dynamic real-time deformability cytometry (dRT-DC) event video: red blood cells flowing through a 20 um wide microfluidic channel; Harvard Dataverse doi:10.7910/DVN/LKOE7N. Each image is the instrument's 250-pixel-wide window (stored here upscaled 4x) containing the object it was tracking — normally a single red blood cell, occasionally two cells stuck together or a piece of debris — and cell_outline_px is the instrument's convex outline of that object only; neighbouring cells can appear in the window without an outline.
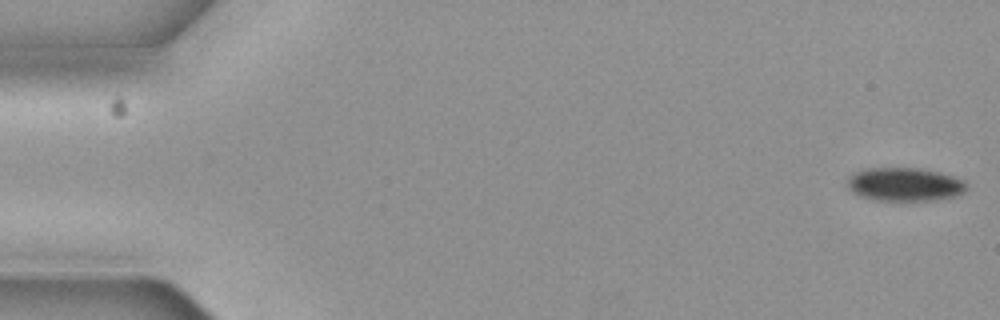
{"species": "common noctule bat (a hibernating species)", "species_latin": "Nyctalus noctula", "temperature_condition": "cold", "stored_images_in_passage": 8, "camera_frame_rate_fps": 3000, "um_per_image_px": 0.085, "animal": {"sex": "female", "body_mass_g": 19.3, "forearm_length_mm": 54.1}, "frame": {"image": 1, "passage_image": 1, "time_ms": 0.0, "image_size_px": [1000, 320], "cell_outline_px": [[968, 188], [964, 192], [952, 196], [936, 200], [872, 200], [860, 196], [848, 184], [848, 180], [856, 172], [864, 168], [920, 168], [940, 172], [964, 180]], "centroid_in_image_um": [76.95, 15.66], "position_along_channel_um": 8.1, "area_um2": 22.95}}
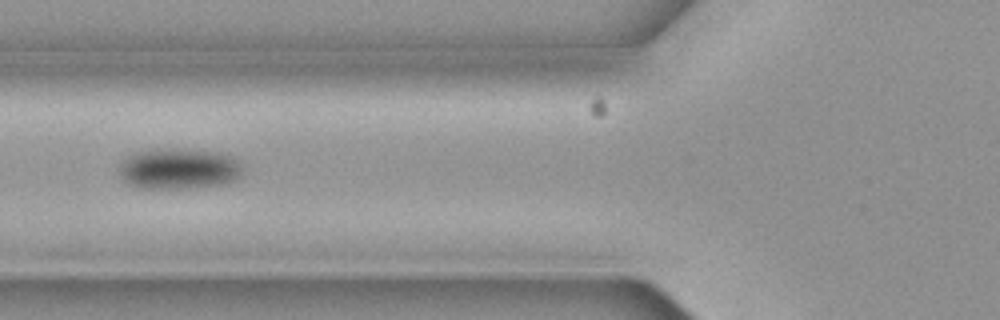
{"frame": {"image": 2, "passage_image": 7, "time_ms": 2.0, "image_size_px": [1000, 320], "cell_outline_px": [[240, 172], [232, 180], [220, 184], [188, 188], [140, 188], [128, 184], [120, 176], [120, 168], [124, 160], [140, 152], [160, 148], [184, 148], [220, 152], [232, 156], [240, 164]], "centroid_in_image_um": [15.19, 14.33], "position_along_channel_um": 110.6, "area_um2": 28.96}}
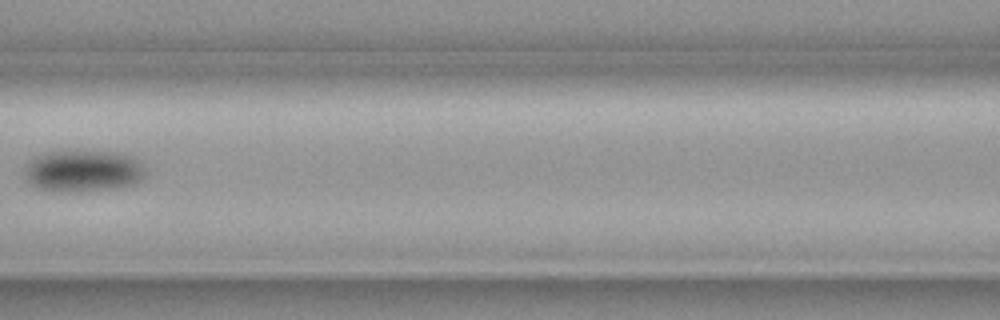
{"frame": {"image": 3, "passage_image": 8, "time_ms": 2.333, "image_size_px": [1000, 320], "cell_outline_px": [[148, 172], [136, 184], [120, 188], [80, 192], [40, 188], [32, 184], [24, 176], [24, 168], [36, 156], [48, 152], [80, 148], [120, 152], [136, 156], [140, 160]], "centroid_in_image_um": [7.18, 14.47], "position_along_channel_um": 159.4, "area_um2": 30.52}}